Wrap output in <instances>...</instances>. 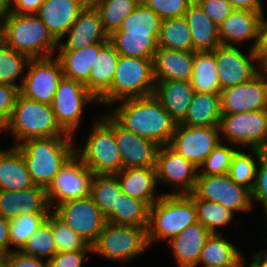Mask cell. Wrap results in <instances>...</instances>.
Wrapping results in <instances>:
<instances>
[{
    "label": "cell",
    "mask_w": 267,
    "mask_h": 267,
    "mask_svg": "<svg viewBox=\"0 0 267 267\" xmlns=\"http://www.w3.org/2000/svg\"><path fill=\"white\" fill-rule=\"evenodd\" d=\"M193 51L158 48L153 56L154 80L190 81L193 74Z\"/></svg>",
    "instance_id": "603a6c76"
},
{
    "label": "cell",
    "mask_w": 267,
    "mask_h": 267,
    "mask_svg": "<svg viewBox=\"0 0 267 267\" xmlns=\"http://www.w3.org/2000/svg\"><path fill=\"white\" fill-rule=\"evenodd\" d=\"M223 233L211 234L201 250L198 264L200 267H236L243 256L234 243L222 237Z\"/></svg>",
    "instance_id": "1f68e13d"
},
{
    "label": "cell",
    "mask_w": 267,
    "mask_h": 267,
    "mask_svg": "<svg viewBox=\"0 0 267 267\" xmlns=\"http://www.w3.org/2000/svg\"><path fill=\"white\" fill-rule=\"evenodd\" d=\"M52 212L92 246L107 223L90 195L71 199L53 207Z\"/></svg>",
    "instance_id": "8fae6325"
},
{
    "label": "cell",
    "mask_w": 267,
    "mask_h": 267,
    "mask_svg": "<svg viewBox=\"0 0 267 267\" xmlns=\"http://www.w3.org/2000/svg\"><path fill=\"white\" fill-rule=\"evenodd\" d=\"M258 55L259 73L267 77V49H255Z\"/></svg>",
    "instance_id": "94428289"
},
{
    "label": "cell",
    "mask_w": 267,
    "mask_h": 267,
    "mask_svg": "<svg viewBox=\"0 0 267 267\" xmlns=\"http://www.w3.org/2000/svg\"><path fill=\"white\" fill-rule=\"evenodd\" d=\"M52 235L57 252L92 250L87 241L51 212Z\"/></svg>",
    "instance_id": "bcb514c9"
},
{
    "label": "cell",
    "mask_w": 267,
    "mask_h": 267,
    "mask_svg": "<svg viewBox=\"0 0 267 267\" xmlns=\"http://www.w3.org/2000/svg\"><path fill=\"white\" fill-rule=\"evenodd\" d=\"M4 132L11 133L15 138L13 146L33 138L71 136L57 123L51 105L27 99L20 94Z\"/></svg>",
    "instance_id": "5b68a950"
},
{
    "label": "cell",
    "mask_w": 267,
    "mask_h": 267,
    "mask_svg": "<svg viewBox=\"0 0 267 267\" xmlns=\"http://www.w3.org/2000/svg\"><path fill=\"white\" fill-rule=\"evenodd\" d=\"M18 94L17 86L0 83V131H5L8 126Z\"/></svg>",
    "instance_id": "f907efd6"
},
{
    "label": "cell",
    "mask_w": 267,
    "mask_h": 267,
    "mask_svg": "<svg viewBox=\"0 0 267 267\" xmlns=\"http://www.w3.org/2000/svg\"><path fill=\"white\" fill-rule=\"evenodd\" d=\"M119 57L110 42L99 51L89 80L84 84L97 99L110 88Z\"/></svg>",
    "instance_id": "4dcf8cb0"
},
{
    "label": "cell",
    "mask_w": 267,
    "mask_h": 267,
    "mask_svg": "<svg viewBox=\"0 0 267 267\" xmlns=\"http://www.w3.org/2000/svg\"><path fill=\"white\" fill-rule=\"evenodd\" d=\"M126 195L144 201L149 207L162 197L157 196V176L155 167L126 168L114 174Z\"/></svg>",
    "instance_id": "d4e9b609"
},
{
    "label": "cell",
    "mask_w": 267,
    "mask_h": 267,
    "mask_svg": "<svg viewBox=\"0 0 267 267\" xmlns=\"http://www.w3.org/2000/svg\"><path fill=\"white\" fill-rule=\"evenodd\" d=\"M49 214H22L9 220L10 252L19 251L29 237L38 231ZM11 246L16 249H11Z\"/></svg>",
    "instance_id": "ee69618b"
},
{
    "label": "cell",
    "mask_w": 267,
    "mask_h": 267,
    "mask_svg": "<svg viewBox=\"0 0 267 267\" xmlns=\"http://www.w3.org/2000/svg\"><path fill=\"white\" fill-rule=\"evenodd\" d=\"M3 267H48V261L23 255L19 251H12L5 256Z\"/></svg>",
    "instance_id": "db71d44e"
},
{
    "label": "cell",
    "mask_w": 267,
    "mask_h": 267,
    "mask_svg": "<svg viewBox=\"0 0 267 267\" xmlns=\"http://www.w3.org/2000/svg\"><path fill=\"white\" fill-rule=\"evenodd\" d=\"M157 42L158 48L193 51L190 29L184 16L161 20Z\"/></svg>",
    "instance_id": "d590c367"
},
{
    "label": "cell",
    "mask_w": 267,
    "mask_h": 267,
    "mask_svg": "<svg viewBox=\"0 0 267 267\" xmlns=\"http://www.w3.org/2000/svg\"><path fill=\"white\" fill-rule=\"evenodd\" d=\"M89 253H92V250L56 252L48 261V267H82Z\"/></svg>",
    "instance_id": "f5cc1de1"
},
{
    "label": "cell",
    "mask_w": 267,
    "mask_h": 267,
    "mask_svg": "<svg viewBox=\"0 0 267 267\" xmlns=\"http://www.w3.org/2000/svg\"><path fill=\"white\" fill-rule=\"evenodd\" d=\"M238 147L223 145L219 142L209 156L198 167V175H226L231 165L232 158Z\"/></svg>",
    "instance_id": "7dc6e473"
},
{
    "label": "cell",
    "mask_w": 267,
    "mask_h": 267,
    "mask_svg": "<svg viewBox=\"0 0 267 267\" xmlns=\"http://www.w3.org/2000/svg\"><path fill=\"white\" fill-rule=\"evenodd\" d=\"M4 258H5V255L3 253H0V267L4 266Z\"/></svg>",
    "instance_id": "003e7915"
},
{
    "label": "cell",
    "mask_w": 267,
    "mask_h": 267,
    "mask_svg": "<svg viewBox=\"0 0 267 267\" xmlns=\"http://www.w3.org/2000/svg\"><path fill=\"white\" fill-rule=\"evenodd\" d=\"M161 19L143 2H140L134 11L123 21L116 31H128L138 34H159Z\"/></svg>",
    "instance_id": "7bdbcfd3"
},
{
    "label": "cell",
    "mask_w": 267,
    "mask_h": 267,
    "mask_svg": "<svg viewBox=\"0 0 267 267\" xmlns=\"http://www.w3.org/2000/svg\"><path fill=\"white\" fill-rule=\"evenodd\" d=\"M190 83L195 93H221L213 51H194Z\"/></svg>",
    "instance_id": "836d02e7"
},
{
    "label": "cell",
    "mask_w": 267,
    "mask_h": 267,
    "mask_svg": "<svg viewBox=\"0 0 267 267\" xmlns=\"http://www.w3.org/2000/svg\"><path fill=\"white\" fill-rule=\"evenodd\" d=\"M16 202L18 215L50 214L52 212L46 190L36 185L16 191Z\"/></svg>",
    "instance_id": "f6af8a7d"
},
{
    "label": "cell",
    "mask_w": 267,
    "mask_h": 267,
    "mask_svg": "<svg viewBox=\"0 0 267 267\" xmlns=\"http://www.w3.org/2000/svg\"><path fill=\"white\" fill-rule=\"evenodd\" d=\"M93 125L84 147L76 146L75 154L93 175L116 174L122 169V160L115 140V120L106 113Z\"/></svg>",
    "instance_id": "52a82bcc"
},
{
    "label": "cell",
    "mask_w": 267,
    "mask_h": 267,
    "mask_svg": "<svg viewBox=\"0 0 267 267\" xmlns=\"http://www.w3.org/2000/svg\"><path fill=\"white\" fill-rule=\"evenodd\" d=\"M161 20L183 17L194 0H141Z\"/></svg>",
    "instance_id": "c3c4849f"
},
{
    "label": "cell",
    "mask_w": 267,
    "mask_h": 267,
    "mask_svg": "<svg viewBox=\"0 0 267 267\" xmlns=\"http://www.w3.org/2000/svg\"><path fill=\"white\" fill-rule=\"evenodd\" d=\"M194 2L217 26L234 10L227 0H194Z\"/></svg>",
    "instance_id": "816d5d0a"
},
{
    "label": "cell",
    "mask_w": 267,
    "mask_h": 267,
    "mask_svg": "<svg viewBox=\"0 0 267 267\" xmlns=\"http://www.w3.org/2000/svg\"><path fill=\"white\" fill-rule=\"evenodd\" d=\"M159 34H138L128 31H114L109 42L121 56L152 59L158 49Z\"/></svg>",
    "instance_id": "d6a6232c"
},
{
    "label": "cell",
    "mask_w": 267,
    "mask_h": 267,
    "mask_svg": "<svg viewBox=\"0 0 267 267\" xmlns=\"http://www.w3.org/2000/svg\"><path fill=\"white\" fill-rule=\"evenodd\" d=\"M240 150L238 149L234 154L227 175L237 184L252 190L255 183L257 163L260 160L262 150L249 149L251 151L249 154L242 149Z\"/></svg>",
    "instance_id": "f35d334b"
},
{
    "label": "cell",
    "mask_w": 267,
    "mask_h": 267,
    "mask_svg": "<svg viewBox=\"0 0 267 267\" xmlns=\"http://www.w3.org/2000/svg\"><path fill=\"white\" fill-rule=\"evenodd\" d=\"M245 256L243 255L240 259H239V261H238V263H237V266L236 267H244L245 266V258H244ZM248 267H257L252 261H251V263L249 264V266Z\"/></svg>",
    "instance_id": "03108f58"
},
{
    "label": "cell",
    "mask_w": 267,
    "mask_h": 267,
    "mask_svg": "<svg viewBox=\"0 0 267 267\" xmlns=\"http://www.w3.org/2000/svg\"><path fill=\"white\" fill-rule=\"evenodd\" d=\"M108 114L124 129L155 142L168 145L177 123L153 95L120 100Z\"/></svg>",
    "instance_id": "6da1fadb"
},
{
    "label": "cell",
    "mask_w": 267,
    "mask_h": 267,
    "mask_svg": "<svg viewBox=\"0 0 267 267\" xmlns=\"http://www.w3.org/2000/svg\"><path fill=\"white\" fill-rule=\"evenodd\" d=\"M211 235L200 222L186 227L177 236L169 240L178 267H197L201 250Z\"/></svg>",
    "instance_id": "cb8c5ba5"
},
{
    "label": "cell",
    "mask_w": 267,
    "mask_h": 267,
    "mask_svg": "<svg viewBox=\"0 0 267 267\" xmlns=\"http://www.w3.org/2000/svg\"><path fill=\"white\" fill-rule=\"evenodd\" d=\"M91 102L99 103L83 83L63 77L58 84L51 107L60 127L73 136L81 123L84 107Z\"/></svg>",
    "instance_id": "30bf717a"
},
{
    "label": "cell",
    "mask_w": 267,
    "mask_h": 267,
    "mask_svg": "<svg viewBox=\"0 0 267 267\" xmlns=\"http://www.w3.org/2000/svg\"><path fill=\"white\" fill-rule=\"evenodd\" d=\"M195 222L196 209L186 194H163L149 208L148 246L159 239L169 241Z\"/></svg>",
    "instance_id": "277c9868"
},
{
    "label": "cell",
    "mask_w": 267,
    "mask_h": 267,
    "mask_svg": "<svg viewBox=\"0 0 267 267\" xmlns=\"http://www.w3.org/2000/svg\"><path fill=\"white\" fill-rule=\"evenodd\" d=\"M107 43H97L78 50H57L63 77L85 84L90 77L99 51Z\"/></svg>",
    "instance_id": "4316f807"
},
{
    "label": "cell",
    "mask_w": 267,
    "mask_h": 267,
    "mask_svg": "<svg viewBox=\"0 0 267 267\" xmlns=\"http://www.w3.org/2000/svg\"><path fill=\"white\" fill-rule=\"evenodd\" d=\"M186 195L195 206L197 221L203 224L211 234H219L217 228L229 225L233 220L234 212L224 205L213 201H206L194 196L192 193Z\"/></svg>",
    "instance_id": "74e56055"
},
{
    "label": "cell",
    "mask_w": 267,
    "mask_h": 267,
    "mask_svg": "<svg viewBox=\"0 0 267 267\" xmlns=\"http://www.w3.org/2000/svg\"><path fill=\"white\" fill-rule=\"evenodd\" d=\"M6 10L0 7V44L4 42V20H5Z\"/></svg>",
    "instance_id": "be15d7a7"
},
{
    "label": "cell",
    "mask_w": 267,
    "mask_h": 267,
    "mask_svg": "<svg viewBox=\"0 0 267 267\" xmlns=\"http://www.w3.org/2000/svg\"><path fill=\"white\" fill-rule=\"evenodd\" d=\"M0 253H10L9 220L0 217Z\"/></svg>",
    "instance_id": "680465c9"
},
{
    "label": "cell",
    "mask_w": 267,
    "mask_h": 267,
    "mask_svg": "<svg viewBox=\"0 0 267 267\" xmlns=\"http://www.w3.org/2000/svg\"><path fill=\"white\" fill-rule=\"evenodd\" d=\"M17 216L16 191L0 190V217L11 220Z\"/></svg>",
    "instance_id": "11a10c76"
},
{
    "label": "cell",
    "mask_w": 267,
    "mask_h": 267,
    "mask_svg": "<svg viewBox=\"0 0 267 267\" xmlns=\"http://www.w3.org/2000/svg\"><path fill=\"white\" fill-rule=\"evenodd\" d=\"M68 39L58 42L57 50H78L97 43H108L109 35L103 28L95 8H84L67 31Z\"/></svg>",
    "instance_id": "ffe728a7"
},
{
    "label": "cell",
    "mask_w": 267,
    "mask_h": 267,
    "mask_svg": "<svg viewBox=\"0 0 267 267\" xmlns=\"http://www.w3.org/2000/svg\"><path fill=\"white\" fill-rule=\"evenodd\" d=\"M152 59L121 56L110 88L98 99L99 104L113 106L117 101L154 94Z\"/></svg>",
    "instance_id": "8992f818"
},
{
    "label": "cell",
    "mask_w": 267,
    "mask_h": 267,
    "mask_svg": "<svg viewBox=\"0 0 267 267\" xmlns=\"http://www.w3.org/2000/svg\"><path fill=\"white\" fill-rule=\"evenodd\" d=\"M190 29L193 52L213 51L221 45L218 26L193 2L184 15Z\"/></svg>",
    "instance_id": "f1b7e54d"
},
{
    "label": "cell",
    "mask_w": 267,
    "mask_h": 267,
    "mask_svg": "<svg viewBox=\"0 0 267 267\" xmlns=\"http://www.w3.org/2000/svg\"><path fill=\"white\" fill-rule=\"evenodd\" d=\"M194 93L190 81H160L154 90V96L177 124L184 120Z\"/></svg>",
    "instance_id": "484cf974"
},
{
    "label": "cell",
    "mask_w": 267,
    "mask_h": 267,
    "mask_svg": "<svg viewBox=\"0 0 267 267\" xmlns=\"http://www.w3.org/2000/svg\"><path fill=\"white\" fill-rule=\"evenodd\" d=\"M148 247L145 228L107 222L92 245V253L109 261L127 262L140 256Z\"/></svg>",
    "instance_id": "ba28073f"
},
{
    "label": "cell",
    "mask_w": 267,
    "mask_h": 267,
    "mask_svg": "<svg viewBox=\"0 0 267 267\" xmlns=\"http://www.w3.org/2000/svg\"><path fill=\"white\" fill-rule=\"evenodd\" d=\"M155 169L157 182H164L176 189L172 193L165 194L192 193L198 176V167L168 145L159 147Z\"/></svg>",
    "instance_id": "e0dca14e"
},
{
    "label": "cell",
    "mask_w": 267,
    "mask_h": 267,
    "mask_svg": "<svg viewBox=\"0 0 267 267\" xmlns=\"http://www.w3.org/2000/svg\"><path fill=\"white\" fill-rule=\"evenodd\" d=\"M115 140L122 160V169L155 167L160 146L124 129L115 121Z\"/></svg>",
    "instance_id": "d6986e66"
},
{
    "label": "cell",
    "mask_w": 267,
    "mask_h": 267,
    "mask_svg": "<svg viewBox=\"0 0 267 267\" xmlns=\"http://www.w3.org/2000/svg\"><path fill=\"white\" fill-rule=\"evenodd\" d=\"M220 103L222 114L267 109V77L258 73L245 83L221 90Z\"/></svg>",
    "instance_id": "ac0fdd59"
},
{
    "label": "cell",
    "mask_w": 267,
    "mask_h": 267,
    "mask_svg": "<svg viewBox=\"0 0 267 267\" xmlns=\"http://www.w3.org/2000/svg\"><path fill=\"white\" fill-rule=\"evenodd\" d=\"M264 11L259 18L258 43L255 49H267V20Z\"/></svg>",
    "instance_id": "91938a15"
},
{
    "label": "cell",
    "mask_w": 267,
    "mask_h": 267,
    "mask_svg": "<svg viewBox=\"0 0 267 267\" xmlns=\"http://www.w3.org/2000/svg\"><path fill=\"white\" fill-rule=\"evenodd\" d=\"M5 2H6V0H0V7H3L4 8Z\"/></svg>",
    "instance_id": "a7ac6f4b"
},
{
    "label": "cell",
    "mask_w": 267,
    "mask_h": 267,
    "mask_svg": "<svg viewBox=\"0 0 267 267\" xmlns=\"http://www.w3.org/2000/svg\"><path fill=\"white\" fill-rule=\"evenodd\" d=\"M140 2L141 0H102L95 9L100 15L106 33L110 36L118 30L122 21Z\"/></svg>",
    "instance_id": "ab89813d"
},
{
    "label": "cell",
    "mask_w": 267,
    "mask_h": 267,
    "mask_svg": "<svg viewBox=\"0 0 267 267\" xmlns=\"http://www.w3.org/2000/svg\"><path fill=\"white\" fill-rule=\"evenodd\" d=\"M121 193L120 183L114 174L93 175L89 195L105 217L117 208Z\"/></svg>",
    "instance_id": "8d00e7d4"
},
{
    "label": "cell",
    "mask_w": 267,
    "mask_h": 267,
    "mask_svg": "<svg viewBox=\"0 0 267 267\" xmlns=\"http://www.w3.org/2000/svg\"><path fill=\"white\" fill-rule=\"evenodd\" d=\"M92 177L93 173L75 154L56 174L46 190L51 209L68 200L89 195Z\"/></svg>",
    "instance_id": "2e32d148"
},
{
    "label": "cell",
    "mask_w": 267,
    "mask_h": 267,
    "mask_svg": "<svg viewBox=\"0 0 267 267\" xmlns=\"http://www.w3.org/2000/svg\"><path fill=\"white\" fill-rule=\"evenodd\" d=\"M267 250L266 251H258L252 254L251 261L257 266V267H267Z\"/></svg>",
    "instance_id": "6125c7cd"
},
{
    "label": "cell",
    "mask_w": 267,
    "mask_h": 267,
    "mask_svg": "<svg viewBox=\"0 0 267 267\" xmlns=\"http://www.w3.org/2000/svg\"><path fill=\"white\" fill-rule=\"evenodd\" d=\"M4 42L29 59L54 56L58 42L36 14H17L6 11Z\"/></svg>",
    "instance_id": "3957f363"
},
{
    "label": "cell",
    "mask_w": 267,
    "mask_h": 267,
    "mask_svg": "<svg viewBox=\"0 0 267 267\" xmlns=\"http://www.w3.org/2000/svg\"><path fill=\"white\" fill-rule=\"evenodd\" d=\"M221 116L220 93H194L188 112L180 124L190 127L219 126Z\"/></svg>",
    "instance_id": "f546056e"
},
{
    "label": "cell",
    "mask_w": 267,
    "mask_h": 267,
    "mask_svg": "<svg viewBox=\"0 0 267 267\" xmlns=\"http://www.w3.org/2000/svg\"><path fill=\"white\" fill-rule=\"evenodd\" d=\"M102 0H80L81 4L86 8H95Z\"/></svg>",
    "instance_id": "e7e4bbea"
},
{
    "label": "cell",
    "mask_w": 267,
    "mask_h": 267,
    "mask_svg": "<svg viewBox=\"0 0 267 267\" xmlns=\"http://www.w3.org/2000/svg\"><path fill=\"white\" fill-rule=\"evenodd\" d=\"M260 12L234 9L218 26L222 46L239 47V44L254 39L251 49L255 50L258 43Z\"/></svg>",
    "instance_id": "44dd1931"
},
{
    "label": "cell",
    "mask_w": 267,
    "mask_h": 267,
    "mask_svg": "<svg viewBox=\"0 0 267 267\" xmlns=\"http://www.w3.org/2000/svg\"><path fill=\"white\" fill-rule=\"evenodd\" d=\"M231 3L233 9L249 10L252 12L264 11L263 3L261 0H227Z\"/></svg>",
    "instance_id": "6f0895ef"
},
{
    "label": "cell",
    "mask_w": 267,
    "mask_h": 267,
    "mask_svg": "<svg viewBox=\"0 0 267 267\" xmlns=\"http://www.w3.org/2000/svg\"><path fill=\"white\" fill-rule=\"evenodd\" d=\"M219 126L190 127L177 124L168 146L199 167L221 142Z\"/></svg>",
    "instance_id": "9a60e30c"
},
{
    "label": "cell",
    "mask_w": 267,
    "mask_h": 267,
    "mask_svg": "<svg viewBox=\"0 0 267 267\" xmlns=\"http://www.w3.org/2000/svg\"><path fill=\"white\" fill-rule=\"evenodd\" d=\"M84 8L80 0H44L36 15L60 42Z\"/></svg>",
    "instance_id": "7402d4cb"
},
{
    "label": "cell",
    "mask_w": 267,
    "mask_h": 267,
    "mask_svg": "<svg viewBox=\"0 0 267 267\" xmlns=\"http://www.w3.org/2000/svg\"><path fill=\"white\" fill-rule=\"evenodd\" d=\"M19 252L26 256L41 259L47 257V261L54 256L57 250L52 235L51 213L38 228V231L29 237Z\"/></svg>",
    "instance_id": "b9f144b4"
},
{
    "label": "cell",
    "mask_w": 267,
    "mask_h": 267,
    "mask_svg": "<svg viewBox=\"0 0 267 267\" xmlns=\"http://www.w3.org/2000/svg\"><path fill=\"white\" fill-rule=\"evenodd\" d=\"M73 136L28 139L16 146L23 156L34 185L49 188L56 174L74 155ZM72 143V144H71Z\"/></svg>",
    "instance_id": "7a4b0ae2"
},
{
    "label": "cell",
    "mask_w": 267,
    "mask_h": 267,
    "mask_svg": "<svg viewBox=\"0 0 267 267\" xmlns=\"http://www.w3.org/2000/svg\"><path fill=\"white\" fill-rule=\"evenodd\" d=\"M34 186L21 151L0 149V190L18 191Z\"/></svg>",
    "instance_id": "83f0119b"
},
{
    "label": "cell",
    "mask_w": 267,
    "mask_h": 267,
    "mask_svg": "<svg viewBox=\"0 0 267 267\" xmlns=\"http://www.w3.org/2000/svg\"><path fill=\"white\" fill-rule=\"evenodd\" d=\"M192 194L224 205L233 212L252 211L251 190L226 175H198Z\"/></svg>",
    "instance_id": "7c38bea8"
},
{
    "label": "cell",
    "mask_w": 267,
    "mask_h": 267,
    "mask_svg": "<svg viewBox=\"0 0 267 267\" xmlns=\"http://www.w3.org/2000/svg\"><path fill=\"white\" fill-rule=\"evenodd\" d=\"M219 128L229 144L267 151V109L222 114Z\"/></svg>",
    "instance_id": "9c48e42d"
},
{
    "label": "cell",
    "mask_w": 267,
    "mask_h": 267,
    "mask_svg": "<svg viewBox=\"0 0 267 267\" xmlns=\"http://www.w3.org/2000/svg\"><path fill=\"white\" fill-rule=\"evenodd\" d=\"M252 202L257 200L266 212L267 225V151H262L256 169L255 183L251 190Z\"/></svg>",
    "instance_id": "681fc988"
},
{
    "label": "cell",
    "mask_w": 267,
    "mask_h": 267,
    "mask_svg": "<svg viewBox=\"0 0 267 267\" xmlns=\"http://www.w3.org/2000/svg\"><path fill=\"white\" fill-rule=\"evenodd\" d=\"M29 60L27 56L2 42L0 44V83L20 88L25 77L22 73L26 71ZM19 77H21V82L16 84L14 81Z\"/></svg>",
    "instance_id": "60d3db41"
},
{
    "label": "cell",
    "mask_w": 267,
    "mask_h": 267,
    "mask_svg": "<svg viewBox=\"0 0 267 267\" xmlns=\"http://www.w3.org/2000/svg\"><path fill=\"white\" fill-rule=\"evenodd\" d=\"M44 0H6L4 9L17 14H36Z\"/></svg>",
    "instance_id": "9f6ffc18"
},
{
    "label": "cell",
    "mask_w": 267,
    "mask_h": 267,
    "mask_svg": "<svg viewBox=\"0 0 267 267\" xmlns=\"http://www.w3.org/2000/svg\"><path fill=\"white\" fill-rule=\"evenodd\" d=\"M240 48L220 45L213 50L221 90L245 83L259 73L255 50L250 48L246 54Z\"/></svg>",
    "instance_id": "5bb4252c"
},
{
    "label": "cell",
    "mask_w": 267,
    "mask_h": 267,
    "mask_svg": "<svg viewBox=\"0 0 267 267\" xmlns=\"http://www.w3.org/2000/svg\"><path fill=\"white\" fill-rule=\"evenodd\" d=\"M149 208L144 201L121 193L118 195L117 208H113V211L106 217V220L114 225H131L143 227L147 230Z\"/></svg>",
    "instance_id": "e575fe53"
},
{
    "label": "cell",
    "mask_w": 267,
    "mask_h": 267,
    "mask_svg": "<svg viewBox=\"0 0 267 267\" xmlns=\"http://www.w3.org/2000/svg\"><path fill=\"white\" fill-rule=\"evenodd\" d=\"M27 74L19 88V94L27 99L52 104L60 80L62 67L55 57L30 59Z\"/></svg>",
    "instance_id": "4fadbf2b"
}]
</instances>
